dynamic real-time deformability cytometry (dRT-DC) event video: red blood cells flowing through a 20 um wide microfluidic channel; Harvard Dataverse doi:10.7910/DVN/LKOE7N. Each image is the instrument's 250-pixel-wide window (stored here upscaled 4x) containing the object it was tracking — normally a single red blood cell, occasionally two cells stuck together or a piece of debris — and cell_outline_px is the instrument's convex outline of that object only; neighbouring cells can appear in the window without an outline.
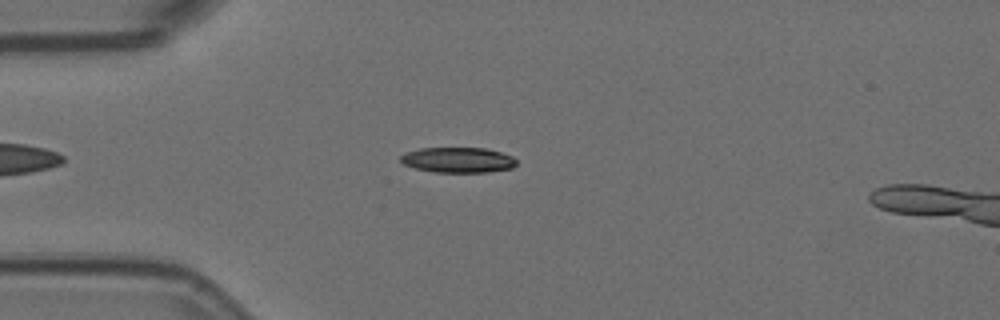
{"species": "Egyptian fruit bat (a non-hibernating species)", "species_latin": "Rousettus aegyptiacus", "temperature_condition": "room temperature", "stored_images_in_passage": 52, "camera_frame_rate_fps": 3000, "um_per_image_px": 0.085, "animal": {"sex": "female"}, "frame": {"image": 1, "passage_image": 10, "time_ms": 3.0, "image_size_px": [1000, 320], "cell_outline_px": [[516, 164], [512, 168], [488, 172], [432, 172], [416, 168], [404, 164], [400, 160], [400, 156], [404, 152], [420, 148], [488, 148], [512, 156], [516, 160]], "centroid_in_image_um": [38.92, 13.59], "position_along_channel_um": 46.1, "area_um2": 17.17}}
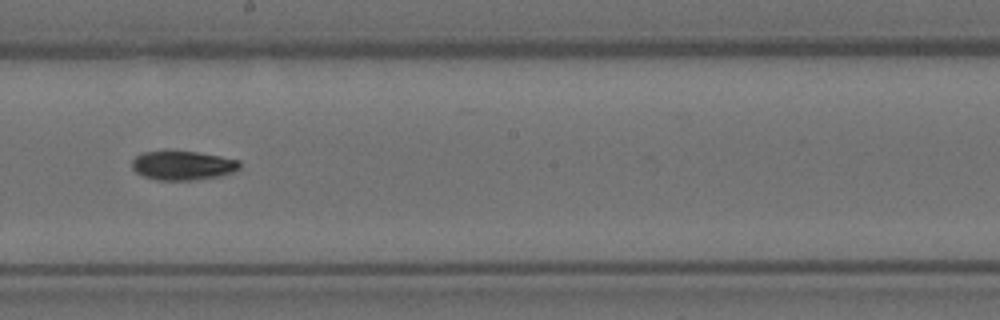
{"frame": {"image": 2, "passage_image": 27, "time_ms": 8.667, "image_size_px": [1000, 320], "cell_outline_px": [[240, 168], [232, 172], [220, 176], [196, 180], [156, 180], [144, 176], [136, 172], [132, 168], [132, 160], [136, 156], [144, 152], [196, 152], [220, 156], [240, 160]], "centroid_in_image_um": [15.55, 14.08], "position_along_channel_um": 232.6, "area_um2": 18.09}}
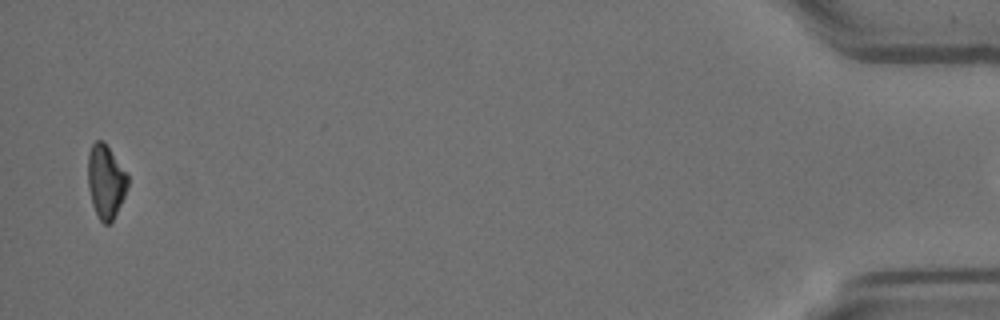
{"frame": {"image": 3, "passage_image": 51, "time_ms": 16.667, "image_size_px": [1000, 320], "cell_outline_px": [[128, 188], [112, 220], [108, 224], [104, 224], [100, 220], [92, 204], [88, 188], [88, 152], [92, 144], [96, 140], [104, 140], [128, 176]], "centroid_in_image_um": [8.97, 15.39], "position_along_channel_um": 426.2, "area_um2": 16.94}}